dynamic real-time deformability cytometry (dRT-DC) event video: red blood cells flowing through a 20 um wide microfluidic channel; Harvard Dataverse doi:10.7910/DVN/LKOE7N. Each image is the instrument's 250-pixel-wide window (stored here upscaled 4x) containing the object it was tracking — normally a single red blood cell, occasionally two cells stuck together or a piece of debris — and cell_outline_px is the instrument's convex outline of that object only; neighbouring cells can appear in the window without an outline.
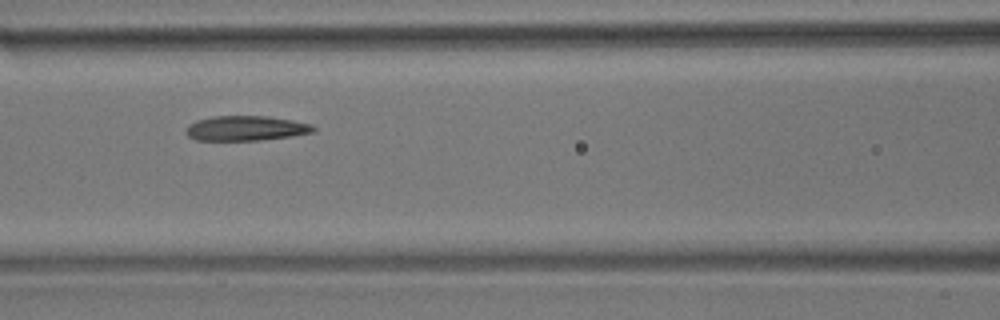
{"species": "common noctule bat (a hibernating species)", "species_latin": "Nyctalus noctula", "temperature_condition": "room temperature", "stored_images_in_passage": 13, "camera_frame_rate_fps": 3000, "um_per_image_px": 0.085, "animal": {"sex": "male", "body_mass_g": 17.9}, "frame": {"image": 1, "passage_image": 6, "time_ms": 1.667, "image_size_px": [1000, 320], "cell_outline_px": [[316, 132], [292, 136], [260, 140], [196, 140], [188, 136], [188, 124], [196, 120], [212, 116], [268, 116], [292, 120], [312, 124], [316, 128]], "centroid_in_image_um": [20.95, 10.9], "position_along_channel_um": 145.7, "area_um2": 18.5}}
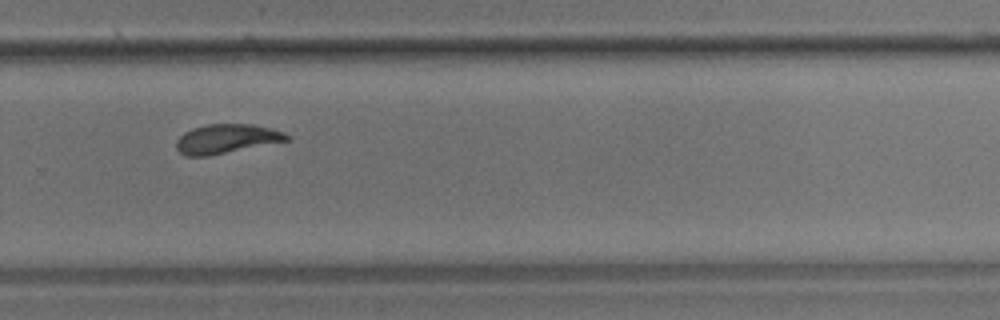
{"frame": {"image": 2, "passage_image": 10, "time_ms": 3.0, "image_size_px": [1000, 320], "cell_outline_px": [[292, 140], [208, 156], [184, 156], [176, 148], [176, 140], [184, 132], [192, 128], [208, 124], [252, 124], [284, 132]], "centroid_in_image_um": [19.24, 11.8], "position_along_channel_um": 310.6, "area_um2": 18.84}}
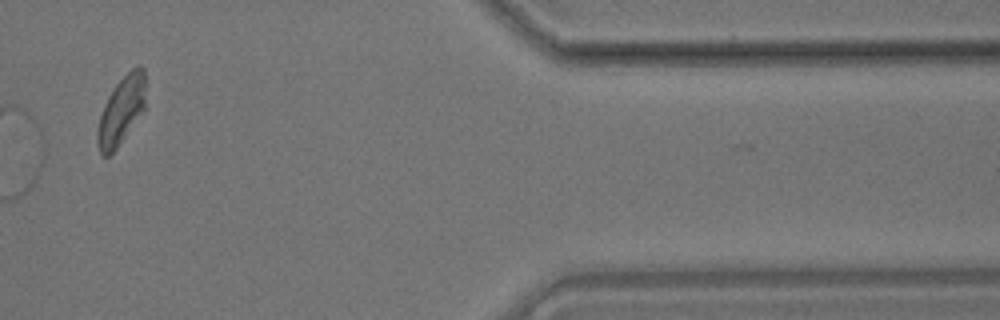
{"frame": {"image": 3, "passage_image": 12, "time_ms": 3.667, "image_size_px": [1000, 320], "cell_outline_px": [[144, 112], [116, 148], [108, 156], [104, 156], [100, 152], [96, 140], [96, 132], [100, 116], [104, 104], [108, 96], [116, 84], [136, 64], [140, 64], [144, 68]], "centroid_in_image_um": [10.31, 9.39], "position_along_channel_um": 401.1, "area_um2": 18.96}}